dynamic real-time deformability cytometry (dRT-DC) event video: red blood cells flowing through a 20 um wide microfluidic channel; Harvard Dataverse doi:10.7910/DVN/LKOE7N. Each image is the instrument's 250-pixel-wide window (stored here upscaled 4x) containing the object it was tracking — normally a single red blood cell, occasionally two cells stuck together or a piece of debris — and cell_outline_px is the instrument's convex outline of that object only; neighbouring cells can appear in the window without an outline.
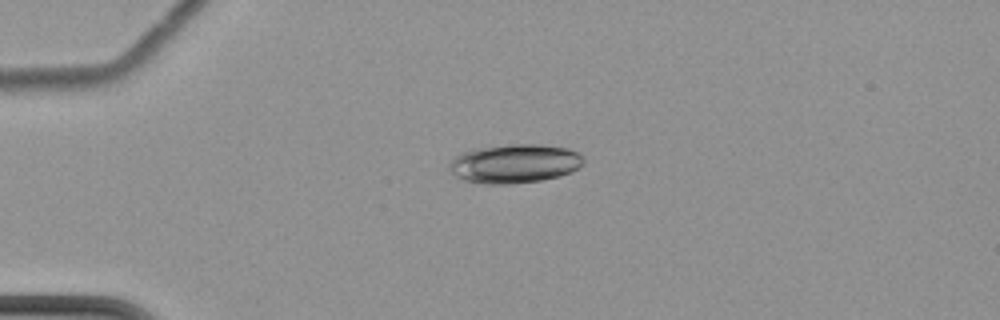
{"species": "common noctule bat (a hibernating species)", "species_latin": "Nyctalus noctula", "temperature_condition": "cold", "stored_images_in_passage": 5, "camera_frame_rate_fps": 3000, "um_per_image_px": 0.085, "animal": {"sex": "female", "body_mass_g": 22.7, "forearm_length_mm": 54.2}, "frame": {"image": 1, "passage_image": 4, "time_ms": 4.333, "image_size_px": [1000, 320], "cell_outline_px": [[584, 164], [572, 172], [560, 176], [540, 180], [508, 184], [484, 184], [464, 180], [456, 176], [448, 168], [448, 164], [456, 156], [464, 152], [476, 148], [512, 144], [540, 144], [568, 148], [580, 152], [584, 156]], "centroid_in_image_um": [43.79, 13.9], "position_along_channel_um": 41.2, "area_um2": 30.63}}